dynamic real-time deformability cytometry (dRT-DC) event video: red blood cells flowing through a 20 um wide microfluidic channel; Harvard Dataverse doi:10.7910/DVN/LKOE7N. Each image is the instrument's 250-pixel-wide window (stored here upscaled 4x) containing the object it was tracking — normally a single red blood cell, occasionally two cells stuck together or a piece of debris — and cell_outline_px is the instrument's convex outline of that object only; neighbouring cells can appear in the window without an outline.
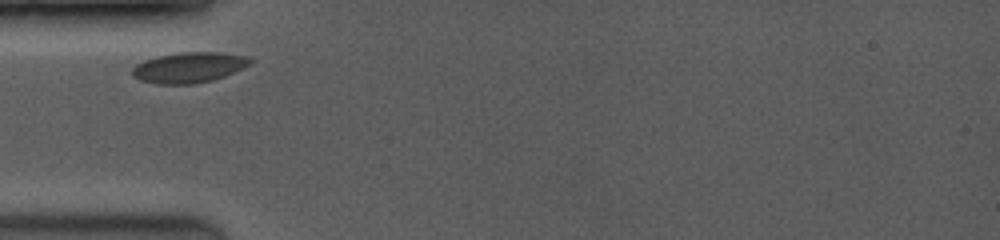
{"species": "common noctule bat (a hibernating species)", "species_latin": "Nyctalus noctula", "temperature_condition": "room temperature", "stored_images_in_passage": 9, "camera_frame_rate_fps": 3500, "um_per_image_px": 0.085, "animal": {"sex": "female", "body_mass_g": 19.0, "forearm_length_mm": 53.3}, "frame": {"image": 1, "passage_image": 1, "time_ms": 0.0, "image_size_px": [1000, 240], "cell_outline_px": [[252, 64], [224, 76], [212, 80], [192, 84], [156, 84], [140, 80], [132, 76], [132, 68], [136, 64], [144, 60], [156, 56], [180, 52], [220, 52], [248, 56], [252, 60]], "centroid_in_image_um": [16.05, 5.73], "position_along_channel_um": 68.9, "area_um2": 21.1}}
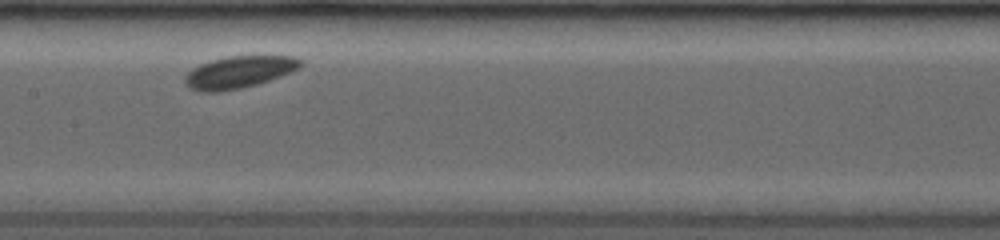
{"frame": {"image": 2, "passage_image": 4, "time_ms": 3.143, "image_size_px": [1000, 240], "cell_outline_px": [[304, 64], [300, 68], [292, 72], [256, 84], [240, 88], [220, 92], [200, 92], [188, 88], [184, 84], [184, 76], [192, 68], [200, 64], [212, 60], [228, 56], [292, 56], [300, 60]], "centroid_in_image_um": [20.27, 6.14], "position_along_channel_um": 187.1, "area_um2": 21.68}}
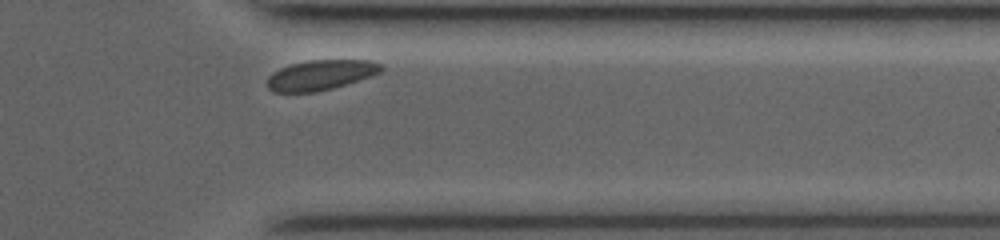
{"frame": {"image": 3, "passage_image": 9, "time_ms": 8.286, "image_size_px": [1000, 240], "cell_outline_px": [[384, 68], [380, 72], [372, 76], [332, 88], [316, 92], [272, 92], [268, 88], [268, 76], [272, 72], [280, 68], [292, 64], [308, 60], [372, 60], [380, 64]], "centroid_in_image_um": [27.25, 6.37], "position_along_channel_um": 384.1, "area_um2": 19.94}}